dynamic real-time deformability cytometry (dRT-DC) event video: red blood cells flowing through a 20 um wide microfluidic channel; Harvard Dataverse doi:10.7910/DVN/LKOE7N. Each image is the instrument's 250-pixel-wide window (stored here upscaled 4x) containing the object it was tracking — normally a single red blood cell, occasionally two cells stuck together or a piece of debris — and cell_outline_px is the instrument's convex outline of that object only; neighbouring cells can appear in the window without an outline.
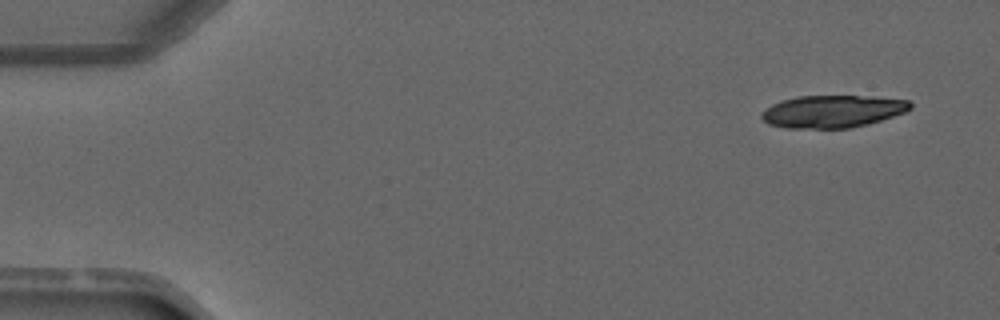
{"species": "common noctule bat (a hibernating species)", "species_latin": "Nyctalus noctula", "temperature_condition": "warm", "stored_images_in_passage": 4, "camera_frame_rate_fps": 3000, "um_per_image_px": 0.085, "animal": {"sex": "male", "forearm_length_mm": 52.5}, "frame": {"image": 1, "passage_image": 1, "time_ms": 0.0, "image_size_px": [1000, 320], "cell_outline_px": [[912, 108], [904, 112], [868, 124], [852, 128], [784, 128], [768, 124], [760, 116], [760, 112], [764, 108], [780, 100], [796, 96], [872, 96], [908, 100], [912, 104]], "centroid_in_image_um": [70.72, 9.46], "position_along_channel_um": 14.3, "area_um2": 28.32}}